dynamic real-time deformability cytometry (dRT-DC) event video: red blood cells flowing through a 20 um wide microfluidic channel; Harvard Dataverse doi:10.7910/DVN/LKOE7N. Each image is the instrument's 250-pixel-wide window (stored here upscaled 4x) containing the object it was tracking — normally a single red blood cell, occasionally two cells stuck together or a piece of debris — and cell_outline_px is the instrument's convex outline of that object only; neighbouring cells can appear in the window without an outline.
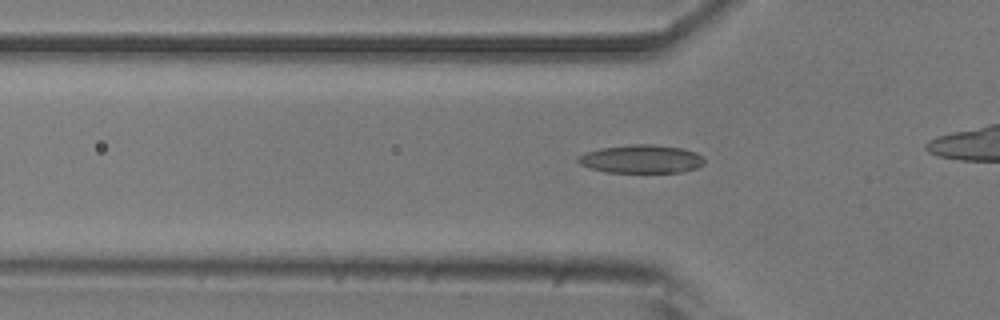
{"species": "common noctule bat (a hibernating species)", "species_latin": "Nyctalus noctula", "temperature_condition": "room temperature", "stored_images_in_passage": 42, "camera_frame_rate_fps": 3000, "um_per_image_px": 0.085, "animal": {"sex": "male", "body_mass_g": 20.5, "forearm_length_mm": 52.5}, "frame": {"image": 1, "passage_image": 17, "time_ms": 5.333, "image_size_px": [1000, 320], "cell_outline_px": [[704, 164], [696, 168], [680, 172], [608, 172], [592, 168], [580, 164], [576, 160], [576, 156], [584, 152], [600, 148], [632, 144], [652, 144], [684, 148], [696, 152], [704, 160]], "centroid_in_image_um": [54.49, 13.5], "position_along_channel_um": 71.3, "area_um2": 20.87}}
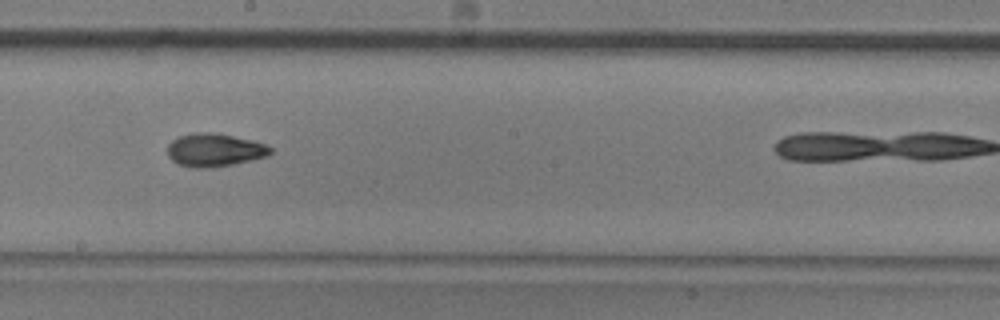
{"frame": {"image": 2, "passage_image": 29, "time_ms": 9.333, "image_size_px": [1000, 320], "cell_outline_px": [[272, 152], [268, 156], [252, 160], [232, 164], [208, 168], [192, 168], [176, 164], [168, 156], [168, 144], [172, 140], [180, 136], [196, 132], [212, 132], [252, 140], [264, 144], [272, 148]], "centroid_in_image_um": [18.22, 12.76], "position_along_channel_um": 230.0, "area_um2": 19.88}}
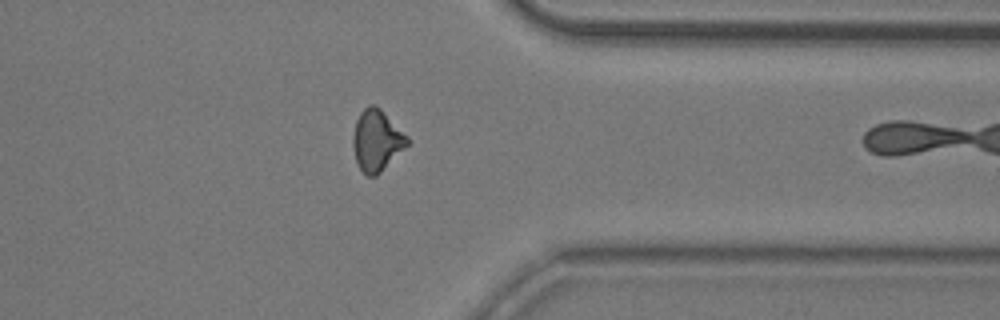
{"frame": {"image": 3, "passage_image": 41, "time_ms": 13.333, "image_size_px": [1000, 320], "cell_outline_px": [[408, 144], [376, 176], [368, 176], [360, 168], [356, 160], [352, 144], [352, 136], [356, 120], [360, 112], [368, 104], [372, 104], [380, 108], [408, 136]], "centroid_in_image_um": [32.0, 11.91], "position_along_channel_um": 379.4, "area_um2": 19.13}}